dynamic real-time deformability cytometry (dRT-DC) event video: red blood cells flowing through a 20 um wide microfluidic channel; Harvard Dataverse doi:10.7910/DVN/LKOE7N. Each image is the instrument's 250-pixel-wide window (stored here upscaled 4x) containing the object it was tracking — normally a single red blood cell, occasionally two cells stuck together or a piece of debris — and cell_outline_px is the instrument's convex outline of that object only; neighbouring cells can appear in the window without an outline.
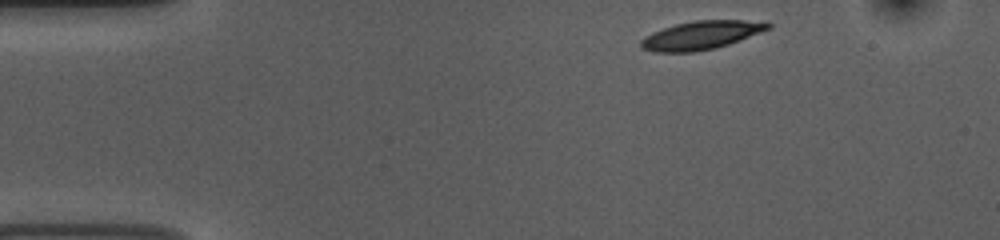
{"species": "common noctule bat (a hibernating species)", "species_latin": "Nyctalus noctula", "temperature_condition": "room temperature", "stored_images_in_passage": 46, "camera_frame_rate_fps": 3000, "um_per_image_px": 0.085, "animal": {"sex": "female", "body_mass_g": 10.0, "forearm_length_mm": 53.1}, "frame": {"image": 1, "passage_image": 1, "time_ms": 0.0, "image_size_px": [1000, 240], "cell_outline_px": [[772, 28], [728, 44], [716, 48], [696, 52], [652, 52], [644, 48], [640, 44], [640, 40], [644, 36], [652, 32], [676, 24], [692, 20], [768, 20], [772, 24]], "centroid_in_image_um": [59.65, 2.98], "position_along_channel_um": 25.4, "area_um2": 21.33}}
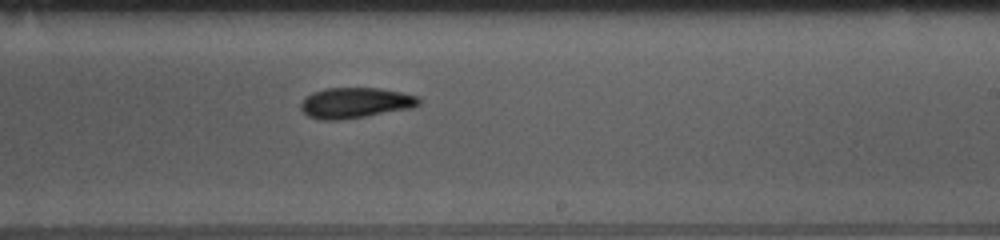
{"frame": {"image": 2, "passage_image": 25, "time_ms": 8.0, "image_size_px": [1000, 240], "cell_outline_px": [[420, 104], [412, 108], [368, 116], [340, 120], [320, 120], [308, 116], [300, 108], [300, 104], [312, 92], [324, 88], [380, 88], [420, 96]], "centroid_in_image_um": [30.22, 8.74], "position_along_channel_um": 258.8, "area_um2": 21.15}}
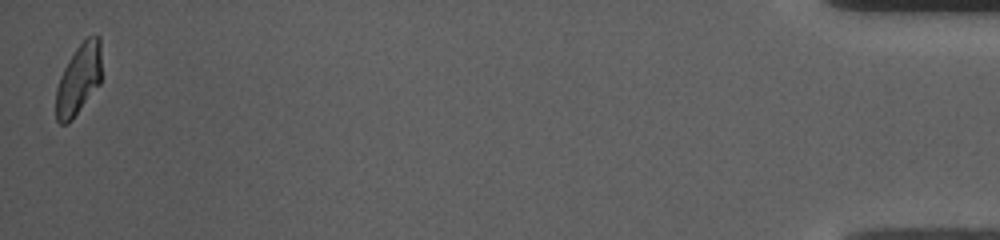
{"frame": {"image": 3, "passage_image": 46, "time_ms": 15.0, "image_size_px": [1000, 240], "cell_outline_px": [[100, 84], [72, 120], [68, 124], [60, 124], [56, 120], [56, 88], [60, 76], [68, 60], [76, 48], [88, 36], [100, 36]], "centroid_in_image_um": [6.67, 6.78], "position_along_channel_um": 428.5, "area_um2": 18.67}, "authors_computed_cell_mechanics": {"area_um2": 21.1259, "velocity_mm_per_s": 3.7314, "shape_relaxation_time_tau1_ms": 3.4426, "shape_relaxation_time_tau2_ms": 6.0121, "deformation_change_tau1": 0.1491, "deformation_change_tau2": 0.122}}